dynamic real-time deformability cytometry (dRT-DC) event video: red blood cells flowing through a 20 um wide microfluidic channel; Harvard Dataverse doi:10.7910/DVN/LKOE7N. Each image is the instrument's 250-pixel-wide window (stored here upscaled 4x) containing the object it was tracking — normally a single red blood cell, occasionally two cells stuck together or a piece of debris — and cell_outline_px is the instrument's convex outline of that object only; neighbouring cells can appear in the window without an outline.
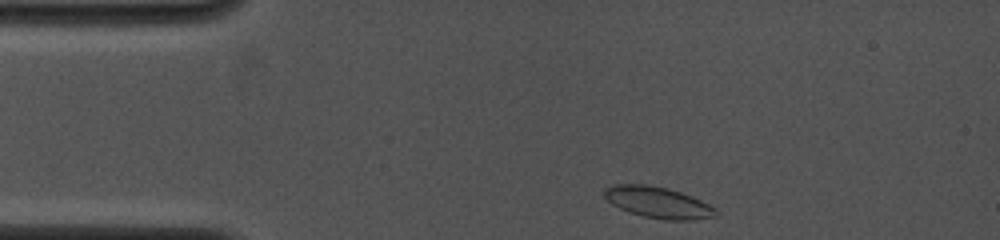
{"species": "common noctule bat (a hibernating species)", "species_latin": "Nyctalus noctula", "temperature_condition": "cold", "stored_images_in_passage": 36, "camera_frame_rate_fps": 4000, "um_per_image_px": 0.085, "animal": {"sex": "female", "body_mass_g": 19.0, "forearm_length_mm": 53.3}, "frame": {"image": 1, "passage_image": 1, "time_ms": 0.0, "image_size_px": [1000, 240], "cell_outline_px": [[716, 216], [692, 220], [664, 220], [644, 216], [628, 212], [612, 204], [604, 196], [604, 188], [612, 184], [648, 184], [668, 188], [692, 196], [716, 208]], "centroid_in_image_um": [55.91, 17.2], "position_along_channel_um": 29.1, "area_um2": 20.35}}
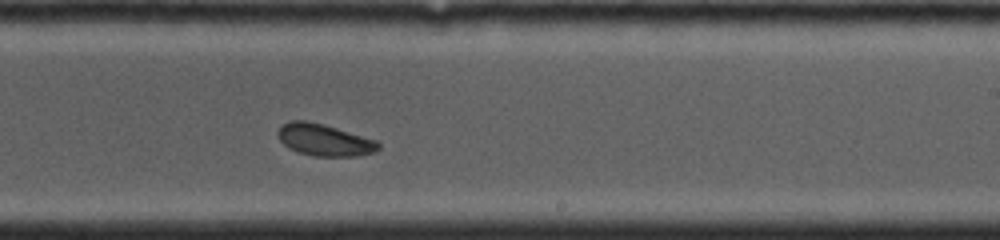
{"frame": {"image": 2, "passage_image": 18, "time_ms": 7.0, "image_size_px": [1000, 240], "cell_outline_px": [[380, 148], [376, 152], [356, 156], [316, 156], [300, 152], [288, 148], [276, 136], [276, 132], [288, 120], [304, 120], [324, 124], [380, 140]], "centroid_in_image_um": [27.61, 11.88], "position_along_channel_um": 261.4, "area_um2": 18.96}}
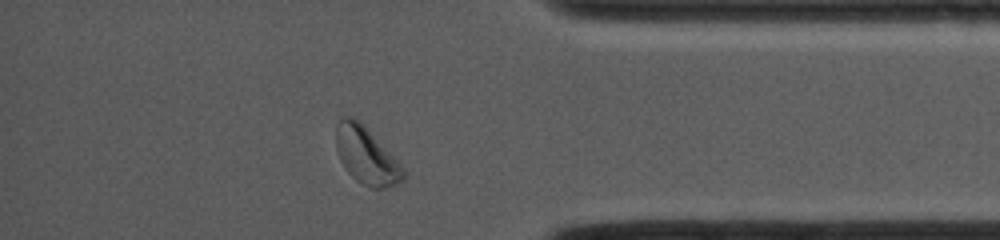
{"frame": {"image": 3, "passage_image": 32, "time_ms": 10.75, "image_size_px": [1000, 240], "cell_outline_px": [[408, 172], [404, 180], [396, 184], [384, 188], [372, 188], [356, 180], [344, 168], [340, 160], [336, 148], [336, 124], [344, 116], [352, 116], [364, 124]], "centroid_in_image_um": [31.15, 13.22], "position_along_channel_um": 404.1, "area_um2": 22.48}, "authors_computed_cell_mechanics": {"area_um2": 19.1318, "velocity_mm_per_s": 4.0148, "shape_relaxation_time_tau1_ms": 3.9999, "shape_relaxation_time_tau2_ms": null, "deformation_change_tau1": 0.0773, "deformation_change_tau2": null}}